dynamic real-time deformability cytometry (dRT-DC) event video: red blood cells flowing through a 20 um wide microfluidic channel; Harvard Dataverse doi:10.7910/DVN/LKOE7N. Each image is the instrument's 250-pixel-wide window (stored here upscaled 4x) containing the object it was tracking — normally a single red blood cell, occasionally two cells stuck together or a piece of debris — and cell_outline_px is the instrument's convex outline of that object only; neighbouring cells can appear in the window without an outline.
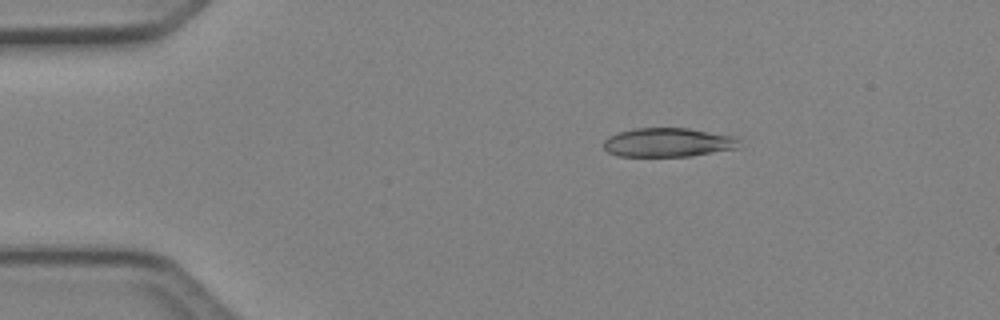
{"species": "Egyptian fruit bat (a non-hibernating species)", "species_latin": "Rousettus aegyptiacus", "temperature_condition": "cold", "stored_images_in_passage": 6, "camera_frame_rate_fps": 3000, "um_per_image_px": 0.085, "animal": {"sex": "female"}, "frame": {"image": 1, "passage_image": 3, "time_ms": 0.667, "image_size_px": [1000, 320], "cell_outline_px": [[740, 148], [688, 156], [620, 156], [608, 152], [604, 148], [604, 140], [608, 136], [620, 132], [636, 128], [688, 128], [732, 136], [740, 140]], "centroid_in_image_um": [56.79, 12.11], "position_along_channel_um": 28.2, "area_um2": 22.77}}